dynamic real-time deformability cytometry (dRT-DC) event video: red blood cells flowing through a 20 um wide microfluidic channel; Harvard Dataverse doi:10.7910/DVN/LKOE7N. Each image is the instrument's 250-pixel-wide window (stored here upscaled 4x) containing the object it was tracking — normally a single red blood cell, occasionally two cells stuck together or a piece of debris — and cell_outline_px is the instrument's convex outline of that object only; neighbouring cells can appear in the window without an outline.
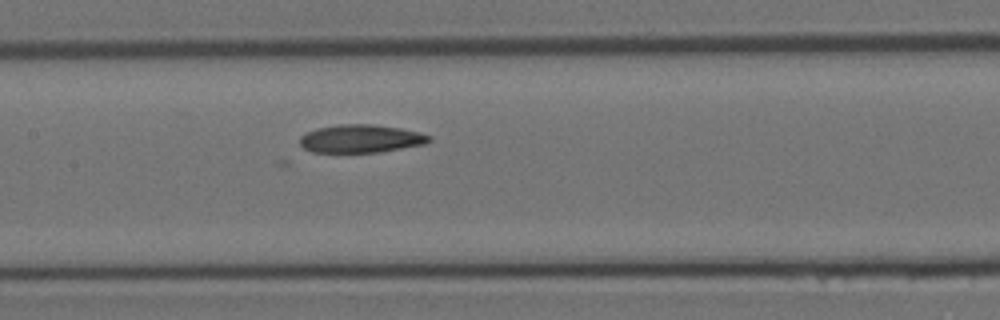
{"species": "Egyptian fruit bat (a non-hibernating species)", "species_latin": "Rousettus aegyptiacus", "temperature_condition": "room temperature", "stored_images_in_passage": 5, "camera_frame_rate_fps": 3000, "um_per_image_px": 0.085, "animal": {"sex": "female"}, "frame": {"image": 1, "passage_image": 5, "time_ms": 1.333, "image_size_px": [1000, 320], "cell_outline_px": [[432, 140], [424, 144], [380, 152], [312, 152], [304, 148], [300, 144], [300, 136], [316, 128], [340, 124], [372, 124], [400, 128], [420, 132], [432, 136]], "centroid_in_image_um": [30.69, 11.78], "position_along_channel_um": 176.7, "area_um2": 21.15}}